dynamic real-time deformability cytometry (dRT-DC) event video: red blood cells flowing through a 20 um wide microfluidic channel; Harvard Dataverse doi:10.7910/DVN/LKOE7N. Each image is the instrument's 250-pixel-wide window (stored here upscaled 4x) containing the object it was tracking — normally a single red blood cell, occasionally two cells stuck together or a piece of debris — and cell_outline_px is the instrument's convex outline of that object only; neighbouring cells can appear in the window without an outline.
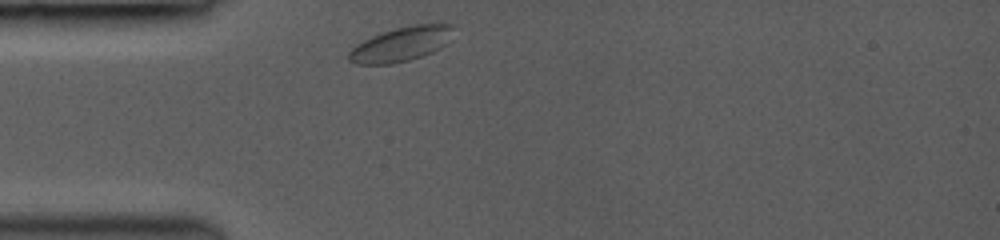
{"species": "common noctule bat (a hibernating species)", "species_latin": "Nyctalus noctula", "temperature_condition": "room temperature", "stored_images_in_passage": 22, "camera_frame_rate_fps": 3000, "um_per_image_px": 0.085, "animal": {"sex": "female", "body_mass_g": 19.0, "forearm_length_mm": 53.3}, "frame": {"image": 1, "passage_image": 1, "time_ms": 0.0, "image_size_px": [1000, 240], "cell_outline_px": [[452, 28], [444, 44], [440, 48], [432, 52], [408, 60], [392, 64], [356, 64], [348, 60], [348, 52], [356, 44], [372, 36], [396, 28], [412, 24], [440, 20], [452, 24]], "centroid_in_image_um": [34.1, 3.71], "position_along_channel_um": 50.9, "area_um2": 21.1}}
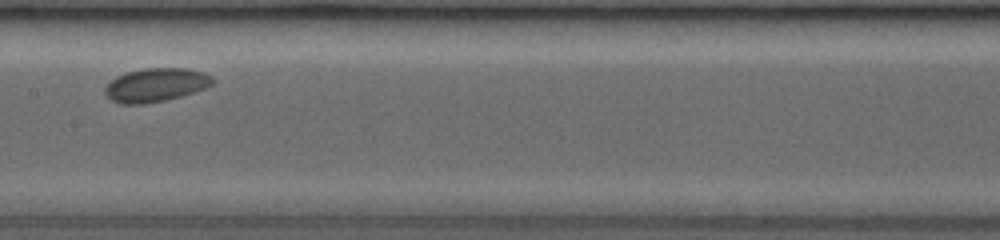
{"frame": {"image": 2, "passage_image": 10, "time_ms": 4.0, "image_size_px": [1000, 240], "cell_outline_px": [[216, 80], [212, 84], [204, 88], [180, 96], [164, 100], [144, 104], [120, 104], [112, 100], [104, 92], [104, 88], [116, 76], [128, 72], [144, 68], [188, 68], [204, 72], [212, 76]], "centroid_in_image_um": [13.25, 7.21], "position_along_channel_um": 194.1, "area_um2": 20.98}}
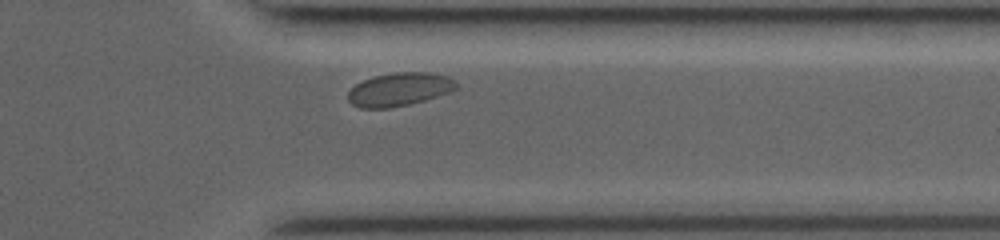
{"frame": {"image": 3, "passage_image": 19, "time_ms": 8.667, "image_size_px": [1000, 240], "cell_outline_px": [[456, 88], [448, 92], [424, 100], [408, 104], [388, 108], [360, 108], [352, 104], [348, 100], [348, 92], [356, 84], [372, 76], [396, 72], [428, 72], [448, 76], [456, 80]], "centroid_in_image_um": [33.93, 7.58], "position_along_channel_um": 377.5, "area_um2": 20.87}, "authors_computed_cell_mechanics": {"area_um2": 20.5479, "velocity_mm_per_s": 3.8525, "shape_relaxation_time_tau1_ms": 5.2081, "shape_relaxation_time_tau2_ms": null, "deformation_change_tau1": 0.0365, "deformation_change_tau2": null}}